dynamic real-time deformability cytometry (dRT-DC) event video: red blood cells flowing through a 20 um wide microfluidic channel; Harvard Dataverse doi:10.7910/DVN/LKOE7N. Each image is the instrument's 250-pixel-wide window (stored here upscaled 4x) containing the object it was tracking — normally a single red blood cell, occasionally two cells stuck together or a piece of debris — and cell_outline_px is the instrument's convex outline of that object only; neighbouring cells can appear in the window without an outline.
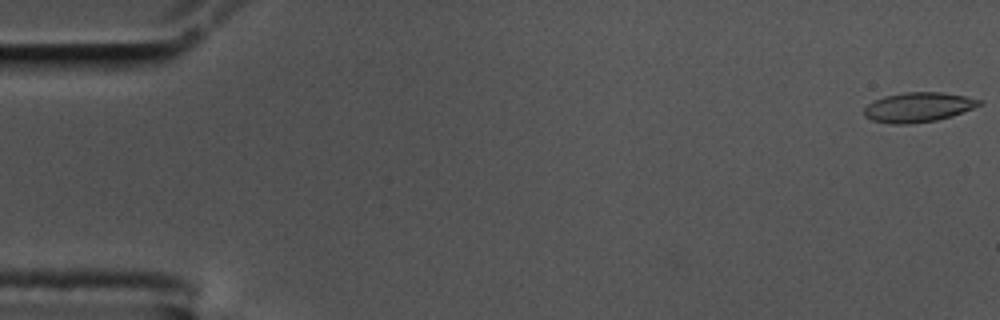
{"species": "common noctule bat (a hibernating species)", "species_latin": "Nyctalus noctula", "temperature_condition": "cold", "stored_images_in_passage": 58, "camera_frame_rate_fps": 3000, "um_per_image_px": 0.085, "animal": {"sex": "male", "body_mass_g": 17.5, "forearm_length_mm": 52.3}, "frame": {"image": 1, "passage_image": 1, "time_ms": 0.0, "image_size_px": [1000, 320], "cell_outline_px": [[984, 100], [980, 104], [972, 108], [952, 116], [936, 120], [912, 124], [892, 124], [872, 120], [864, 116], [864, 108], [868, 104], [884, 96], [904, 92], [940, 92], [964, 96]], "centroid_in_image_um": [78.03, 9.11], "position_along_channel_um": 7.0, "area_um2": 19.83}}
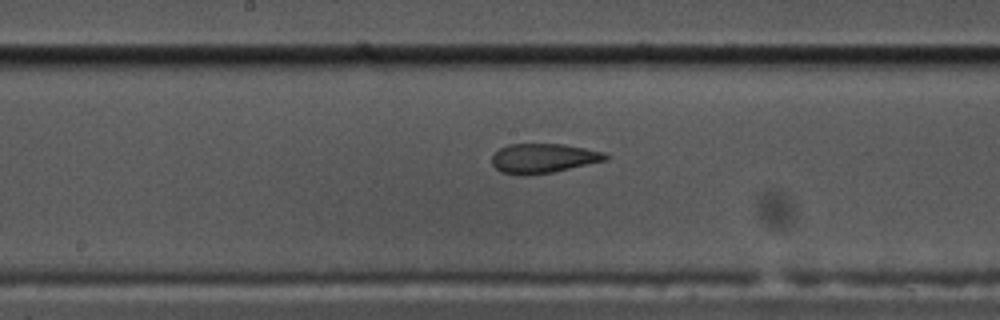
{"frame": {"image": 2, "passage_image": 30, "time_ms": 9.667, "image_size_px": [1000, 320], "cell_outline_px": [[608, 160], [552, 172], [524, 176], [500, 172], [492, 164], [492, 156], [500, 148], [508, 144], [564, 144], [604, 152], [608, 156]], "centroid_in_image_um": [46.17, 13.46], "position_along_channel_um": 202.0, "area_um2": 19.54}}
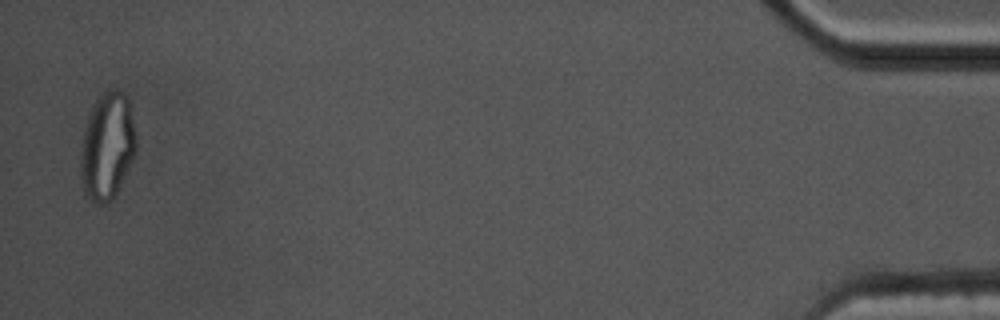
{"frame": {"image": 3, "passage_image": 57, "time_ms": 18.667, "image_size_px": [1000, 320], "cell_outline_px": [[136, 152], [112, 200], [100, 204], [84, 196], [80, 172], [80, 156], [84, 128], [88, 116], [96, 100], [104, 92], [112, 88], [124, 92], [128, 96], [136, 136]], "centroid_in_image_um": [9.11, 12.41], "position_along_channel_um": 426.1, "area_um2": 34.62}, "authors_computed_cell_mechanics": {"area_um2": 20.2878, "velocity_mm_per_s": 3.4781, "shape_relaxation_time_tau1_ms": null, "shape_relaxation_time_tau2_ms": 2.3838, "deformation_change_tau1": null, "deformation_change_tau2": 0.0874}}